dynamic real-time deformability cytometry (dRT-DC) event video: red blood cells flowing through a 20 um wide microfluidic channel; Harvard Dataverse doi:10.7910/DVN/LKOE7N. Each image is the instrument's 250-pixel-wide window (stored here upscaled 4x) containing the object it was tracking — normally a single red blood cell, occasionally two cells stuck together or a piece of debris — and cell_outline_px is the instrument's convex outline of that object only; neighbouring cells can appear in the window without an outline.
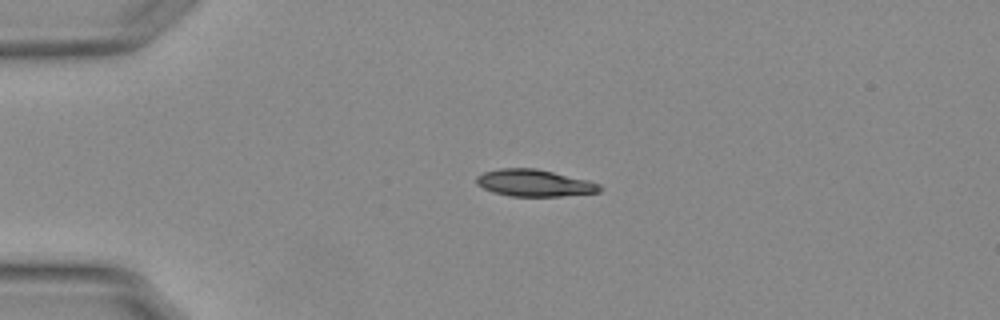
{"species": "Egyptian fruit bat (a non-hibernating species)", "species_latin": "Rousettus aegyptiacus", "temperature_condition": "warm", "stored_images_in_passage": 42, "camera_frame_rate_fps": 3000, "um_per_image_px": 0.085, "animal": {"sex": "female"}, "frame": {"image": 1, "passage_image": 1, "time_ms": 0.0, "image_size_px": [1000, 320], "cell_outline_px": [[604, 188], [600, 192], [560, 196], [508, 196], [492, 192], [476, 184], [476, 176], [484, 172], [500, 168], [536, 168], [588, 180], [600, 184]], "centroid_in_image_um": [45.42, 15.55], "position_along_channel_um": 39.6, "area_um2": 19.42}}
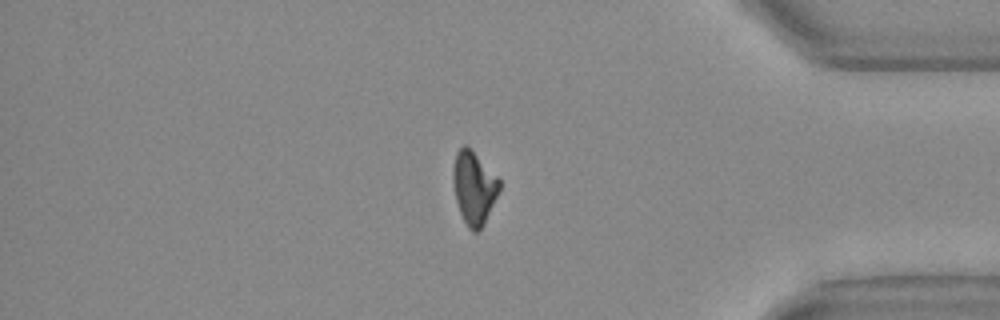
{"frame": {"image": 2, "passage_image": 34, "time_ms": 11.0, "image_size_px": [1000, 320], "cell_outline_px": [[500, 188], [484, 224], [476, 232], [472, 232], [468, 228], [460, 212], [456, 200], [452, 180], [452, 172], [456, 152], [464, 144], [500, 180]], "centroid_in_image_um": [40.26, 15.99], "position_along_channel_um": 394.9, "area_um2": 19.13}}
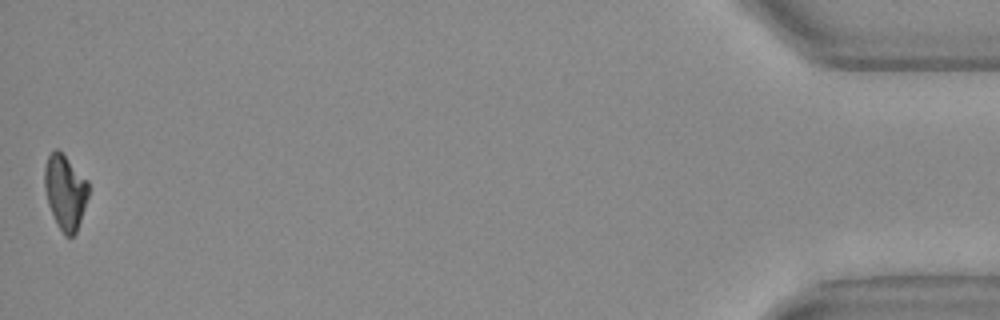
{"frame": {"image": 3, "passage_image": 42, "time_ms": 13.667, "image_size_px": [1000, 320], "cell_outline_px": [[88, 196], [76, 232], [72, 236], [64, 236], [56, 224], [48, 204], [44, 188], [44, 168], [48, 156], [56, 148], [88, 180]], "centroid_in_image_um": [5.52, 16.34], "position_along_channel_um": 429.7, "area_um2": 18.9}, "authors_computed_cell_mechanics": {"area_um2": 20.23, "velocity_mm_per_s": 3.7886, "shape_relaxation_time_tau1_ms": 7.1938, "shape_relaxation_time_tau2_ms": 1.8228, "deformation_change_tau1": 0.2186, "deformation_change_tau2": 0.0835}}